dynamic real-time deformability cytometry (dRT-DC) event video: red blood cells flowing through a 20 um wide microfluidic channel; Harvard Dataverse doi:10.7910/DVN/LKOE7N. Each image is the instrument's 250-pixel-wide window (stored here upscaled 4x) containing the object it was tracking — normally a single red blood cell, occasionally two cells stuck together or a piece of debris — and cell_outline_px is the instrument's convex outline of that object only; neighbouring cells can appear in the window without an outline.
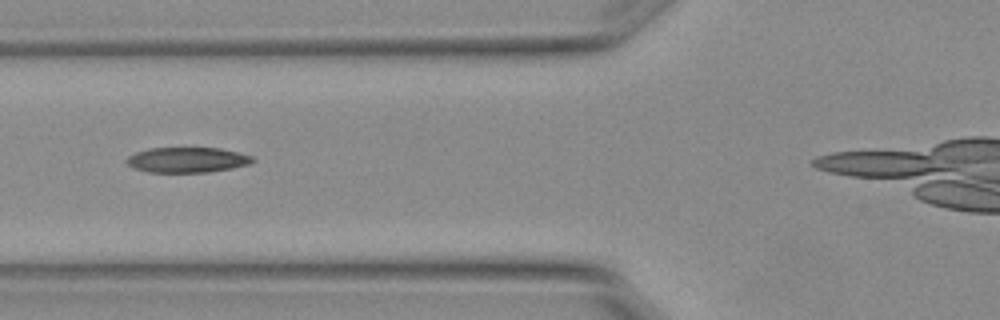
{"species": "Egyptian fruit bat (a non-hibernating species)", "species_latin": "Rousettus aegyptiacus", "temperature_condition": "warm", "stored_images_in_passage": 3, "camera_frame_rate_fps": 3000, "um_per_image_px": 0.085, "animal": {"sex": "female"}, "frame": {"image": 1, "passage_image": 3, "time_ms": 0.667, "image_size_px": [1000, 320], "cell_outline_px": [[256, 160], [248, 164], [232, 168], [208, 172], [148, 172], [132, 168], [124, 160], [128, 156], [136, 152], [148, 148], [220, 148], [240, 152], [252, 156]], "centroid_in_image_um": [15.9, 13.59], "position_along_channel_um": 109.9, "area_um2": 18.67}}